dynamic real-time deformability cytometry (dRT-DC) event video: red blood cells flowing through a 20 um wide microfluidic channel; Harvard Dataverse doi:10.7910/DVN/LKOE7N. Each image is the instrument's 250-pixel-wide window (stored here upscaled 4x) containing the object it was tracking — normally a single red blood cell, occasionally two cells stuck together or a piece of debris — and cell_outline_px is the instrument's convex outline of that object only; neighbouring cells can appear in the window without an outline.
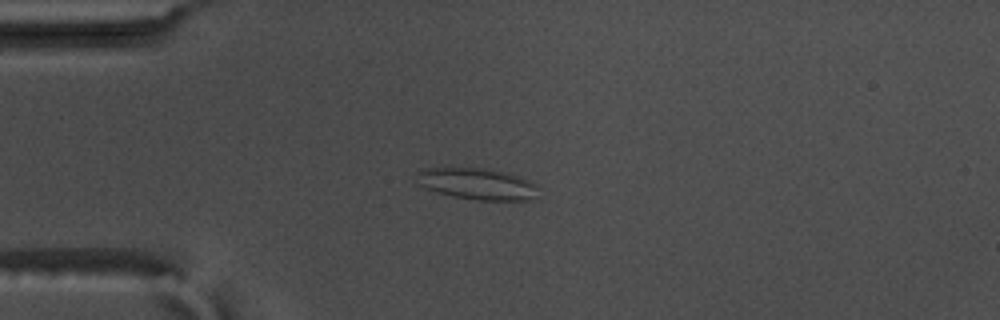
{"species": "common noctule bat (a hibernating species)", "species_latin": "Nyctalus noctula", "temperature_condition": "warm", "stored_images_in_passage": 57, "camera_frame_rate_fps": 3000, "um_per_image_px": 0.085, "animal": {"sex": "male", "body_mass_g": 17.5, "forearm_length_mm": 52.3}, "frame": {"image": 1, "passage_image": 16, "time_ms": 5.0, "image_size_px": [1000, 320], "cell_outline_px": [[532, 196], [528, 200], [476, 200], [452, 196], [428, 188], [420, 184], [416, 172], [424, 168], [488, 168], [508, 172], [520, 176], [532, 184]], "centroid_in_image_um": [40.49, 15.6], "position_along_channel_um": 44.5, "area_um2": 21.62}}
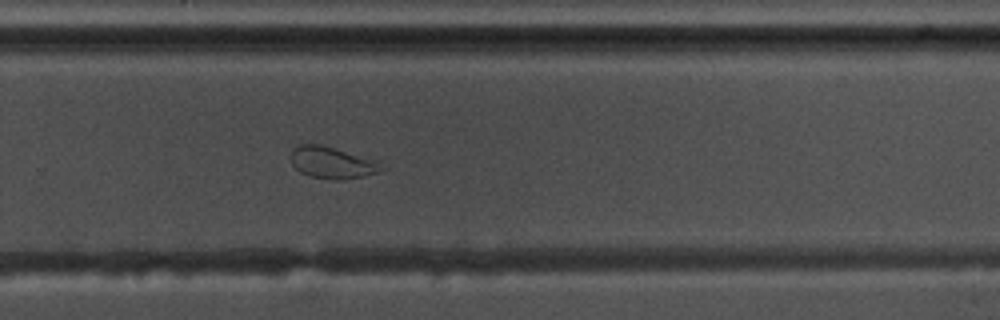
{"frame": {"image": 2, "passage_image": 39, "time_ms": 12.667, "image_size_px": [1000, 320], "cell_outline_px": [[388, 168], [376, 172], [344, 180], [332, 180], [308, 176], [300, 172], [292, 164], [292, 148], [300, 144], [320, 144], [380, 160]], "centroid_in_image_um": [28.28, 13.82], "position_along_channel_um": 301.5, "area_um2": 17.05}}
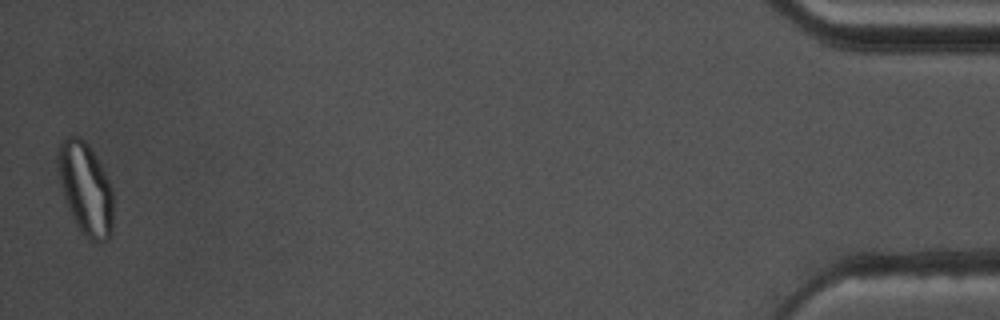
{"frame": {"image": 3, "passage_image": 57, "time_ms": 18.667, "image_size_px": [1000, 320], "cell_outline_px": [[112, 232], [108, 240], [88, 240], [80, 232], [68, 208], [60, 184], [56, 156], [60, 144], [68, 136], [80, 136], [88, 144], [104, 172], [108, 180], [112, 192]], "centroid_in_image_um": [7.25, 16.04], "position_along_channel_um": 427.9, "area_um2": 29.42}, "authors_computed_cell_mechanics": {"area_um2": 22.7154, "velocity_mm_per_s": 3.6353, "shape_relaxation_time_tau1_ms": null, "shape_relaxation_time_tau2_ms": 1.2559, "deformation_change_tau1": null, "deformation_change_tau2": 0.0704}}